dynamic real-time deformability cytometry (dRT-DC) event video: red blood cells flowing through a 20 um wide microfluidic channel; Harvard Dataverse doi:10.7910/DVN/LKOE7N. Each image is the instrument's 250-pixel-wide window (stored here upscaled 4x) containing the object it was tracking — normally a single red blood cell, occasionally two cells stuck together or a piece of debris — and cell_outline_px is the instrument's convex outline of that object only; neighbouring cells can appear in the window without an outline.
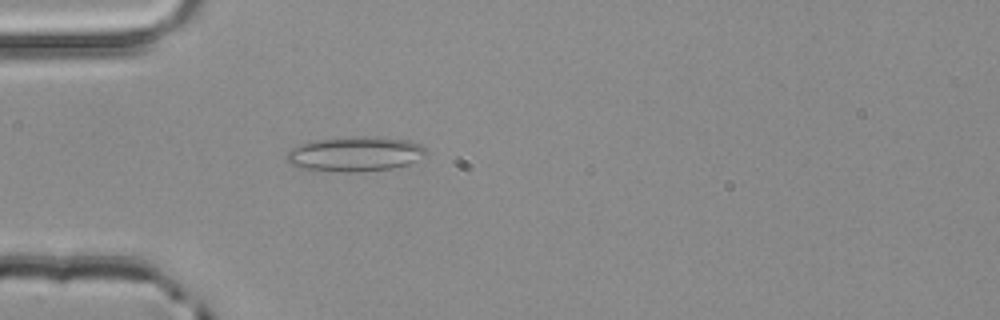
{"species": "common noctule bat (a hibernating species)", "species_latin": "Nyctalus noctula", "temperature_condition": "room temperature", "stored_images_in_passage": 1, "camera_frame_rate_fps": 3000, "um_per_image_px": 0.085, "animal": {"sex": "male", "body_mass_g": 20.4}, "frame": {"image": 1, "passage_image": 1, "time_ms": 0.0, "image_size_px": [1000, 320], "cell_outline_px": [[428, 152], [424, 156], [408, 164], [392, 168], [356, 172], [348, 172], [300, 168], [288, 164], [288, 152], [296, 144], [316, 140], [352, 136], [376, 136], [408, 140], [420, 144]], "centroid_in_image_um": [30.19, 13.07], "position_along_channel_um": 54.8, "area_um2": 28.32}}